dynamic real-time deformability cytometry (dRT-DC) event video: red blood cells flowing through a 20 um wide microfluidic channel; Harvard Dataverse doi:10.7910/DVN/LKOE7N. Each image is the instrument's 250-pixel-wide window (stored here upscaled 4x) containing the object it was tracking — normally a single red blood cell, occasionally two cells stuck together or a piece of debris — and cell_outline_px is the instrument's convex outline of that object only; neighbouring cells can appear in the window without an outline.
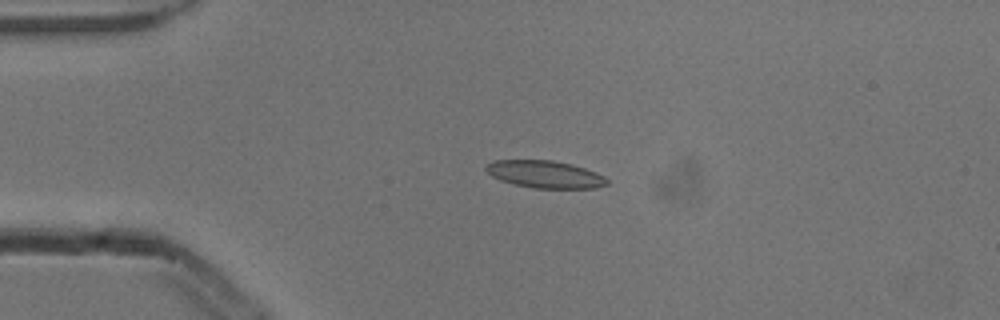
{"species": "common noctule bat (a hibernating species)", "species_latin": "Nyctalus noctula", "temperature_condition": "cold", "stored_images_in_passage": 2, "camera_frame_rate_fps": 3000, "um_per_image_px": 0.085, "animal": {"sex": "male", "body_mass_g": 13.3}, "frame": {"image": 1, "passage_image": 1, "time_ms": 0.0, "image_size_px": [1000, 320], "cell_outline_px": [[608, 184], [596, 188], [532, 188], [500, 180], [492, 176], [484, 168], [488, 164], [496, 160], [552, 160], [572, 164], [596, 172], [604, 176], [608, 180]], "centroid_in_image_um": [46.35, 14.81], "position_along_channel_um": 38.7, "area_um2": 19.19}}